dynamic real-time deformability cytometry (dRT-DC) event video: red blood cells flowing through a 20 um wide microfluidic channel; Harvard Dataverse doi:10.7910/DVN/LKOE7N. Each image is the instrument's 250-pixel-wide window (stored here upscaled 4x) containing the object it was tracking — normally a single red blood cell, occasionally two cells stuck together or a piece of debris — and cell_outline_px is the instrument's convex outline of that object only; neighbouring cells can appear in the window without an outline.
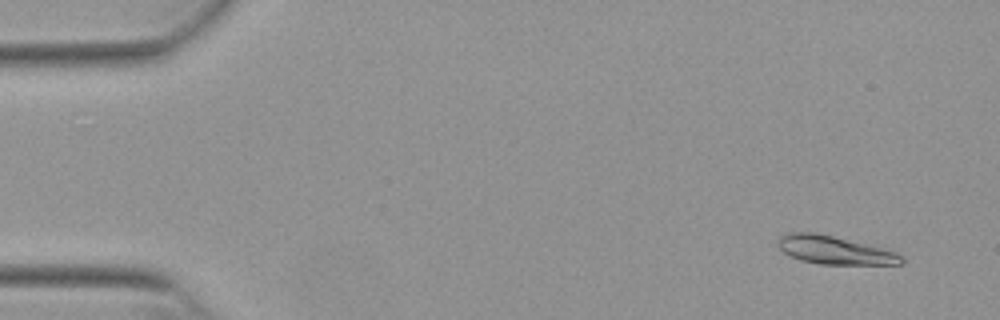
{"species": "Egyptian fruit bat (a non-hibernating species)", "species_latin": "Rousettus aegyptiacus", "temperature_condition": "warm", "stored_images_in_passage": 54, "camera_frame_rate_fps": 3000, "um_per_image_px": 0.085, "animal": {"sex": "female"}, "frame": {"image": 1, "passage_image": 4, "time_ms": 1.0, "image_size_px": [1000, 320], "cell_outline_px": [[904, 264], [820, 264], [800, 260], [784, 252], [776, 244], [776, 240], [780, 236], [788, 232], [816, 232], [896, 252], [904, 256]], "centroid_in_image_um": [70.9, 21.26], "position_along_channel_um": 14.1, "area_um2": 20.11}}
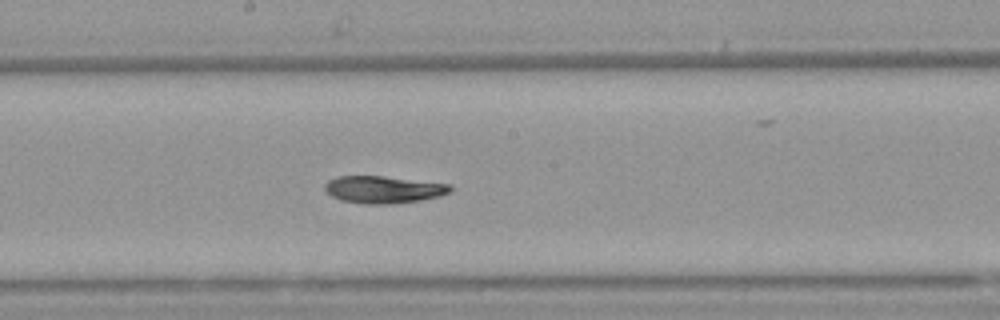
{"frame": {"image": 2, "passage_image": 29, "time_ms": 9.333, "image_size_px": [1000, 320], "cell_outline_px": [[452, 192], [440, 196], [420, 200], [392, 204], [364, 204], [340, 200], [332, 196], [324, 188], [324, 184], [328, 180], [336, 176], [384, 176], [452, 184]], "centroid_in_image_um": [32.61, 16.11], "position_along_channel_um": 215.6, "area_um2": 20.11}}
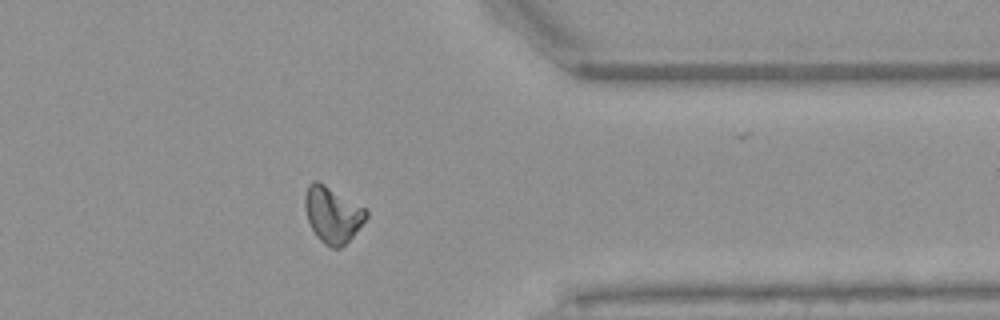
{"frame": {"image": 3, "passage_image": 43, "time_ms": 14.0, "image_size_px": [1000, 320], "cell_outline_px": [[368, 216], [352, 236], [340, 248], [332, 248], [324, 244], [316, 236], [308, 220], [304, 208], [304, 196], [308, 184], [312, 180], [316, 180], [324, 184], [368, 208]], "centroid_in_image_um": [28.26, 18.21], "position_along_channel_um": 383.1, "area_um2": 20.11}, "authors_computed_cell_mechanics": {"area_um2": 20.1144, "velocity_mm_per_s": 3.8504, "shape_relaxation_time_tau1_ms": 4.3722, "shape_relaxation_time_tau2_ms": 5.3012, "deformation_change_tau1": 0.1525, "deformation_change_tau2": 0.0833}}